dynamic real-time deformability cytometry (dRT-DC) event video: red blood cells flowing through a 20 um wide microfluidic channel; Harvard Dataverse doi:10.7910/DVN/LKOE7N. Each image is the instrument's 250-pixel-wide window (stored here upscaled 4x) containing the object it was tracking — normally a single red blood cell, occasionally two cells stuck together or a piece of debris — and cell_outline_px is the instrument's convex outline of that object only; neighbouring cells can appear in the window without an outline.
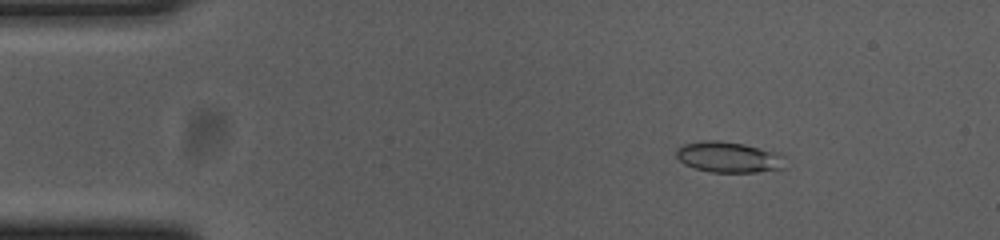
{"species": "common noctule bat (a hibernating species)", "species_latin": "Nyctalus noctula", "temperature_condition": "cold", "stored_images_in_passage": 55, "camera_frame_rate_fps": 3000, "um_per_image_px": 0.085, "animal": {"sex": "female", "body_mass_g": 23.0, "forearm_length_mm": 53.4}, "frame": {"image": 1, "passage_image": 8, "time_ms": 2.333, "image_size_px": [1000, 240], "cell_outline_px": [[788, 168], [756, 172], [712, 172], [696, 168], [684, 164], [676, 156], [676, 152], [684, 144], [704, 140], [720, 140], [744, 144], [784, 152]], "centroid_in_image_um": [62.08, 13.35], "position_along_channel_um": 22.9, "area_um2": 20.0}}
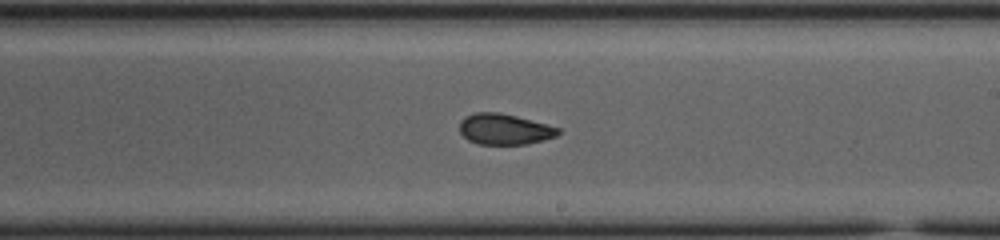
{"frame": {"image": 2, "passage_image": 32, "time_ms": 10.333, "image_size_px": [1000, 240], "cell_outline_px": [[560, 132], [556, 136], [544, 140], [528, 144], [480, 144], [468, 140], [460, 132], [460, 120], [464, 116], [476, 112], [500, 112], [516, 116], [560, 128]], "centroid_in_image_um": [42.86, 10.98], "position_along_channel_um": 246.1, "area_um2": 17.69}}
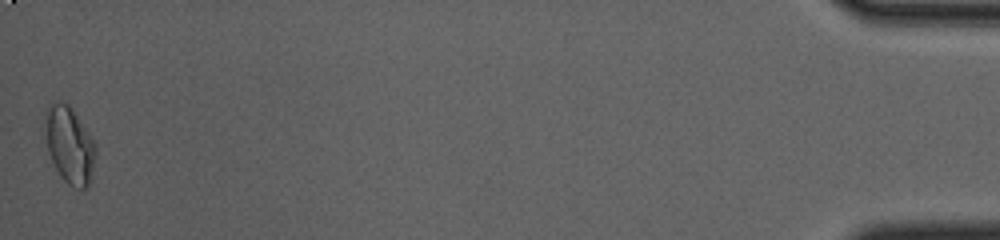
{"frame": {"image": 3, "passage_image": 55, "time_ms": 18.0, "image_size_px": [1000, 240], "cell_outline_px": [[96, 152], [88, 184], [84, 188], [76, 188], [68, 184], [60, 176], [48, 152], [48, 112], [52, 104], [60, 100], [68, 104], [96, 144]], "centroid_in_image_um": [5.96, 12.37], "position_along_channel_um": 429.2, "area_um2": 21.33}, "authors_computed_cell_mechanics": {"area_um2": 18.6694, "velocity_mm_per_s": 3.6842, "shape_relaxation_time_tau1_ms": null, "shape_relaxation_time_tau2_ms": 2.3744, "deformation_change_tau1": null, "deformation_change_tau2": 0.0654}}